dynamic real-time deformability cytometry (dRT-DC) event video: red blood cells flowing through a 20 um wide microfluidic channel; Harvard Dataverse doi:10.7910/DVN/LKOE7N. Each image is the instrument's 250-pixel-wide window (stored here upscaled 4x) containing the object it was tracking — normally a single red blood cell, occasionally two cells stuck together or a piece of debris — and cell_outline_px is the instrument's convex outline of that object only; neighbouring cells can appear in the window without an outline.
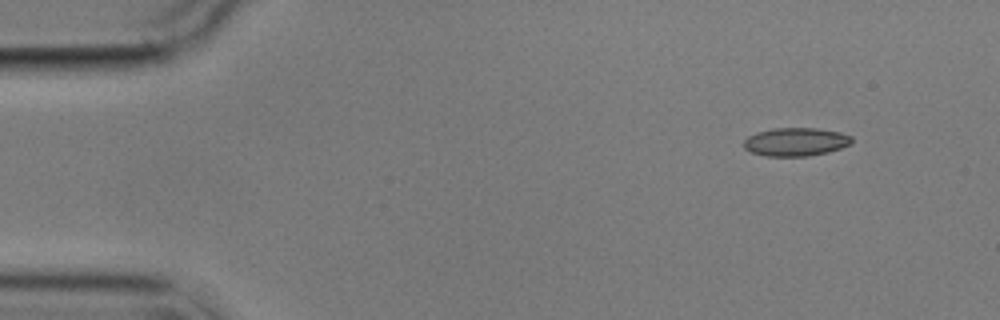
{"species": "common noctule bat (a hibernating species)", "species_latin": "Nyctalus noctula", "temperature_condition": "cold", "stored_images_in_passage": 4, "camera_frame_rate_fps": 3000, "um_per_image_px": 0.085, "animal": {"sex": "male", "body_mass_g": 17.9}, "frame": {"image": 1, "passage_image": 1, "time_ms": 0.0, "image_size_px": [1000, 320], "cell_outline_px": [[852, 140], [848, 144], [840, 148], [828, 152], [808, 156], [764, 156], [752, 152], [744, 148], [744, 140], [748, 136], [756, 132], [776, 128], [816, 128], [840, 132], [852, 136]], "centroid_in_image_um": [67.62, 12.05], "position_along_channel_um": 17.4, "area_um2": 17.74}}
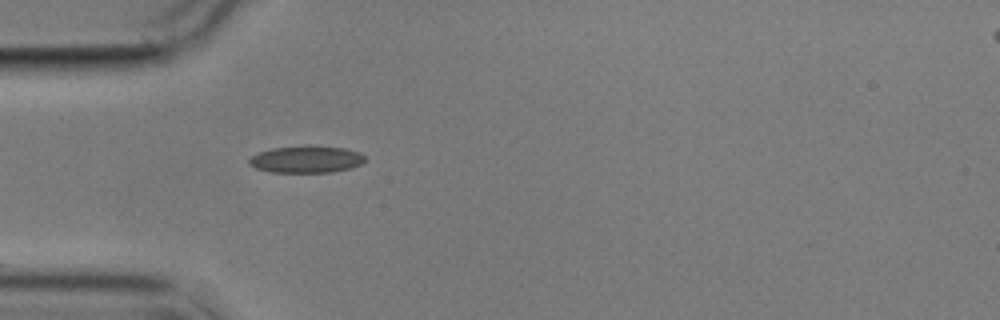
{"frame": {"image": 2, "passage_image": 4, "time_ms": 3.667, "image_size_px": [1000, 320], "cell_outline_px": [[364, 160], [360, 164], [352, 168], [332, 172], [268, 172], [256, 168], [248, 164], [248, 160], [252, 156], [260, 152], [272, 148], [344, 148], [360, 152], [364, 156]], "centroid_in_image_um": [26.02, 13.59], "position_along_channel_um": 59.0, "area_um2": 17.46}}